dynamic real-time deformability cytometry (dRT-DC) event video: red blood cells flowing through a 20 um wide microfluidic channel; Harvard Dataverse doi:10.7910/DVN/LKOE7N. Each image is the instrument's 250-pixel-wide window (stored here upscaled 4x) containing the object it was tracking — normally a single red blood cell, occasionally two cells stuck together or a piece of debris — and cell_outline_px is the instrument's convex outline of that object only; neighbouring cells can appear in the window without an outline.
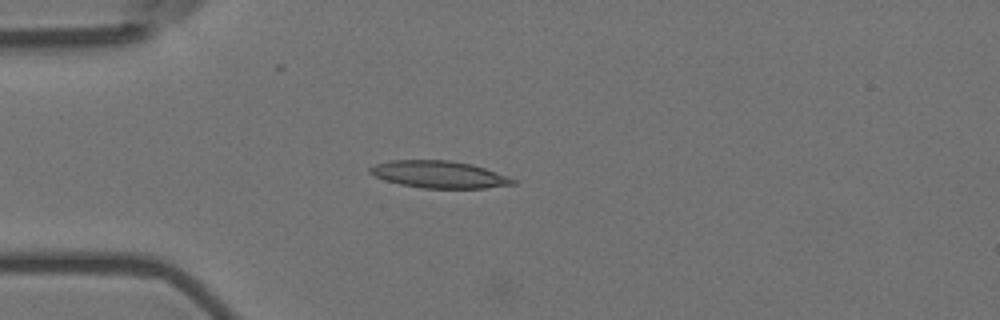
{"species": "Egyptian fruit bat (a non-hibernating species)", "species_latin": "Rousettus aegyptiacus", "temperature_condition": "room temperature", "stored_images_in_passage": 5, "camera_frame_rate_fps": 3000, "um_per_image_px": 0.085, "animal": {"sex": "female"}, "frame": {"image": 1, "passage_image": 4, "time_ms": 1.0, "image_size_px": [1000, 320], "cell_outline_px": [[516, 184], [484, 188], [420, 188], [400, 184], [384, 180], [368, 172], [368, 168], [376, 164], [392, 160], [448, 160], [472, 164], [508, 176], [516, 180]], "centroid_in_image_um": [37.32, 14.83], "position_along_channel_um": 47.7, "area_um2": 22.54}}